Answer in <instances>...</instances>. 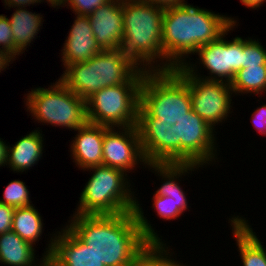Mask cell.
Masks as SVG:
<instances>
[{
  "instance_id": "obj_2",
  "label": "cell",
  "mask_w": 266,
  "mask_h": 266,
  "mask_svg": "<svg viewBox=\"0 0 266 266\" xmlns=\"http://www.w3.org/2000/svg\"><path fill=\"white\" fill-rule=\"evenodd\" d=\"M141 205L136 197L135 209L131 212L114 215L71 214L65 225L105 266H130L148 242H166L155 232Z\"/></svg>"
},
{
  "instance_id": "obj_4",
  "label": "cell",
  "mask_w": 266,
  "mask_h": 266,
  "mask_svg": "<svg viewBox=\"0 0 266 266\" xmlns=\"http://www.w3.org/2000/svg\"><path fill=\"white\" fill-rule=\"evenodd\" d=\"M236 19L188 3L164 8L165 76L183 66L201 46L219 39L234 24H239Z\"/></svg>"
},
{
  "instance_id": "obj_18",
  "label": "cell",
  "mask_w": 266,
  "mask_h": 266,
  "mask_svg": "<svg viewBox=\"0 0 266 266\" xmlns=\"http://www.w3.org/2000/svg\"><path fill=\"white\" fill-rule=\"evenodd\" d=\"M36 247L24 241L14 231L0 234V263L5 266H47V259L36 255Z\"/></svg>"
},
{
  "instance_id": "obj_29",
  "label": "cell",
  "mask_w": 266,
  "mask_h": 266,
  "mask_svg": "<svg viewBox=\"0 0 266 266\" xmlns=\"http://www.w3.org/2000/svg\"><path fill=\"white\" fill-rule=\"evenodd\" d=\"M5 5V9L15 8V7H30L32 5H37L38 3L44 2L45 0H2ZM7 6V8H6ZM10 7V8H9Z\"/></svg>"
},
{
  "instance_id": "obj_24",
  "label": "cell",
  "mask_w": 266,
  "mask_h": 266,
  "mask_svg": "<svg viewBox=\"0 0 266 266\" xmlns=\"http://www.w3.org/2000/svg\"><path fill=\"white\" fill-rule=\"evenodd\" d=\"M249 66H266V47L258 38L242 37V69Z\"/></svg>"
},
{
  "instance_id": "obj_33",
  "label": "cell",
  "mask_w": 266,
  "mask_h": 266,
  "mask_svg": "<svg viewBox=\"0 0 266 266\" xmlns=\"http://www.w3.org/2000/svg\"><path fill=\"white\" fill-rule=\"evenodd\" d=\"M240 2L248 9L257 10L265 4L266 0H240Z\"/></svg>"
},
{
  "instance_id": "obj_6",
  "label": "cell",
  "mask_w": 266,
  "mask_h": 266,
  "mask_svg": "<svg viewBox=\"0 0 266 266\" xmlns=\"http://www.w3.org/2000/svg\"><path fill=\"white\" fill-rule=\"evenodd\" d=\"M124 33L120 50L159 82L165 77L162 48L164 7L122 0Z\"/></svg>"
},
{
  "instance_id": "obj_15",
  "label": "cell",
  "mask_w": 266,
  "mask_h": 266,
  "mask_svg": "<svg viewBox=\"0 0 266 266\" xmlns=\"http://www.w3.org/2000/svg\"><path fill=\"white\" fill-rule=\"evenodd\" d=\"M70 143V157L79 170L103 165L104 126L86 122L75 131Z\"/></svg>"
},
{
  "instance_id": "obj_16",
  "label": "cell",
  "mask_w": 266,
  "mask_h": 266,
  "mask_svg": "<svg viewBox=\"0 0 266 266\" xmlns=\"http://www.w3.org/2000/svg\"><path fill=\"white\" fill-rule=\"evenodd\" d=\"M230 217L228 223L238 246L242 266H266V248L251 228L252 225L242 215Z\"/></svg>"
},
{
  "instance_id": "obj_13",
  "label": "cell",
  "mask_w": 266,
  "mask_h": 266,
  "mask_svg": "<svg viewBox=\"0 0 266 266\" xmlns=\"http://www.w3.org/2000/svg\"><path fill=\"white\" fill-rule=\"evenodd\" d=\"M96 43L101 50H119L124 33L122 0H110L89 15Z\"/></svg>"
},
{
  "instance_id": "obj_26",
  "label": "cell",
  "mask_w": 266,
  "mask_h": 266,
  "mask_svg": "<svg viewBox=\"0 0 266 266\" xmlns=\"http://www.w3.org/2000/svg\"><path fill=\"white\" fill-rule=\"evenodd\" d=\"M7 15L0 14V49L6 51L14 58V39Z\"/></svg>"
},
{
  "instance_id": "obj_21",
  "label": "cell",
  "mask_w": 266,
  "mask_h": 266,
  "mask_svg": "<svg viewBox=\"0 0 266 266\" xmlns=\"http://www.w3.org/2000/svg\"><path fill=\"white\" fill-rule=\"evenodd\" d=\"M168 242H148L130 266H189L178 261ZM176 254V255H175ZM175 258V259H174Z\"/></svg>"
},
{
  "instance_id": "obj_8",
  "label": "cell",
  "mask_w": 266,
  "mask_h": 266,
  "mask_svg": "<svg viewBox=\"0 0 266 266\" xmlns=\"http://www.w3.org/2000/svg\"><path fill=\"white\" fill-rule=\"evenodd\" d=\"M141 68L119 50H101L82 63L67 65L60 78L85 101L102 88L128 82Z\"/></svg>"
},
{
  "instance_id": "obj_9",
  "label": "cell",
  "mask_w": 266,
  "mask_h": 266,
  "mask_svg": "<svg viewBox=\"0 0 266 266\" xmlns=\"http://www.w3.org/2000/svg\"><path fill=\"white\" fill-rule=\"evenodd\" d=\"M162 148V126H104L103 165L127 175L146 167Z\"/></svg>"
},
{
  "instance_id": "obj_3",
  "label": "cell",
  "mask_w": 266,
  "mask_h": 266,
  "mask_svg": "<svg viewBox=\"0 0 266 266\" xmlns=\"http://www.w3.org/2000/svg\"><path fill=\"white\" fill-rule=\"evenodd\" d=\"M160 82L140 69L128 82L100 89L86 100L87 122L106 127L162 126Z\"/></svg>"
},
{
  "instance_id": "obj_11",
  "label": "cell",
  "mask_w": 266,
  "mask_h": 266,
  "mask_svg": "<svg viewBox=\"0 0 266 266\" xmlns=\"http://www.w3.org/2000/svg\"><path fill=\"white\" fill-rule=\"evenodd\" d=\"M239 25L240 24H234L219 39L201 46L193 54L198 55V61L196 60L194 64L191 62L192 59L190 58L182 67L191 76H196L205 80L231 83L236 73L242 69V36H236L229 41L226 36L229 33L231 34V30L232 32L234 29L236 30V27ZM202 67L207 70L208 76L203 75L204 72L202 74L199 73Z\"/></svg>"
},
{
  "instance_id": "obj_1",
  "label": "cell",
  "mask_w": 266,
  "mask_h": 266,
  "mask_svg": "<svg viewBox=\"0 0 266 266\" xmlns=\"http://www.w3.org/2000/svg\"><path fill=\"white\" fill-rule=\"evenodd\" d=\"M234 96L231 83L201 79L182 66L175 68L160 81L163 147L220 152L216 130L230 120Z\"/></svg>"
},
{
  "instance_id": "obj_28",
  "label": "cell",
  "mask_w": 266,
  "mask_h": 266,
  "mask_svg": "<svg viewBox=\"0 0 266 266\" xmlns=\"http://www.w3.org/2000/svg\"><path fill=\"white\" fill-rule=\"evenodd\" d=\"M14 207L0 203V234L12 230Z\"/></svg>"
},
{
  "instance_id": "obj_19",
  "label": "cell",
  "mask_w": 266,
  "mask_h": 266,
  "mask_svg": "<svg viewBox=\"0 0 266 266\" xmlns=\"http://www.w3.org/2000/svg\"><path fill=\"white\" fill-rule=\"evenodd\" d=\"M27 7H15L9 19L12 36L14 39V59L25 53V50L32 44L42 29L44 16L31 12Z\"/></svg>"
},
{
  "instance_id": "obj_20",
  "label": "cell",
  "mask_w": 266,
  "mask_h": 266,
  "mask_svg": "<svg viewBox=\"0 0 266 266\" xmlns=\"http://www.w3.org/2000/svg\"><path fill=\"white\" fill-rule=\"evenodd\" d=\"M42 218L34 205L15 208L12 231L35 247L36 243L42 240L45 226Z\"/></svg>"
},
{
  "instance_id": "obj_31",
  "label": "cell",
  "mask_w": 266,
  "mask_h": 266,
  "mask_svg": "<svg viewBox=\"0 0 266 266\" xmlns=\"http://www.w3.org/2000/svg\"><path fill=\"white\" fill-rule=\"evenodd\" d=\"M14 61L15 59L10 54L0 49V73H2L1 71H5L10 66L9 64H12Z\"/></svg>"
},
{
  "instance_id": "obj_27",
  "label": "cell",
  "mask_w": 266,
  "mask_h": 266,
  "mask_svg": "<svg viewBox=\"0 0 266 266\" xmlns=\"http://www.w3.org/2000/svg\"><path fill=\"white\" fill-rule=\"evenodd\" d=\"M251 123L255 131L266 137V104H262L251 113Z\"/></svg>"
},
{
  "instance_id": "obj_25",
  "label": "cell",
  "mask_w": 266,
  "mask_h": 266,
  "mask_svg": "<svg viewBox=\"0 0 266 266\" xmlns=\"http://www.w3.org/2000/svg\"><path fill=\"white\" fill-rule=\"evenodd\" d=\"M108 1L110 0H61L55 8L59 9L67 6L66 8L71 9L74 14L89 16L94 10Z\"/></svg>"
},
{
  "instance_id": "obj_34",
  "label": "cell",
  "mask_w": 266,
  "mask_h": 266,
  "mask_svg": "<svg viewBox=\"0 0 266 266\" xmlns=\"http://www.w3.org/2000/svg\"><path fill=\"white\" fill-rule=\"evenodd\" d=\"M61 0H45L44 3H47L50 7L55 8Z\"/></svg>"
},
{
  "instance_id": "obj_32",
  "label": "cell",
  "mask_w": 266,
  "mask_h": 266,
  "mask_svg": "<svg viewBox=\"0 0 266 266\" xmlns=\"http://www.w3.org/2000/svg\"><path fill=\"white\" fill-rule=\"evenodd\" d=\"M8 144L9 142L6 143V141L0 137V167L6 166Z\"/></svg>"
},
{
  "instance_id": "obj_14",
  "label": "cell",
  "mask_w": 266,
  "mask_h": 266,
  "mask_svg": "<svg viewBox=\"0 0 266 266\" xmlns=\"http://www.w3.org/2000/svg\"><path fill=\"white\" fill-rule=\"evenodd\" d=\"M74 18L60 50L63 68L90 60L101 51L93 35L89 16L75 14Z\"/></svg>"
},
{
  "instance_id": "obj_17",
  "label": "cell",
  "mask_w": 266,
  "mask_h": 266,
  "mask_svg": "<svg viewBox=\"0 0 266 266\" xmlns=\"http://www.w3.org/2000/svg\"><path fill=\"white\" fill-rule=\"evenodd\" d=\"M42 132V129L36 128L22 136L14 145H8L6 167L13 173H26L43 158L45 139Z\"/></svg>"
},
{
  "instance_id": "obj_10",
  "label": "cell",
  "mask_w": 266,
  "mask_h": 266,
  "mask_svg": "<svg viewBox=\"0 0 266 266\" xmlns=\"http://www.w3.org/2000/svg\"><path fill=\"white\" fill-rule=\"evenodd\" d=\"M48 86L32 88L24 94L25 109L34 122L70 131L84 125L87 122L86 101L59 79Z\"/></svg>"
},
{
  "instance_id": "obj_7",
  "label": "cell",
  "mask_w": 266,
  "mask_h": 266,
  "mask_svg": "<svg viewBox=\"0 0 266 266\" xmlns=\"http://www.w3.org/2000/svg\"><path fill=\"white\" fill-rule=\"evenodd\" d=\"M83 171H92V175L81 191L73 214L114 215L134 211L135 186L126 173L106 165L93 166Z\"/></svg>"
},
{
  "instance_id": "obj_5",
  "label": "cell",
  "mask_w": 266,
  "mask_h": 266,
  "mask_svg": "<svg viewBox=\"0 0 266 266\" xmlns=\"http://www.w3.org/2000/svg\"><path fill=\"white\" fill-rule=\"evenodd\" d=\"M219 152L205 150H162L146 165L149 171L161 178L160 187L154 191L152 209L164 221L180 219L191 206L188 204L187 193L182 189V177L192 175L209 165L219 162ZM214 162V163H213ZM213 163V164H212ZM204 166V167H203ZM181 179V180H180Z\"/></svg>"
},
{
  "instance_id": "obj_30",
  "label": "cell",
  "mask_w": 266,
  "mask_h": 266,
  "mask_svg": "<svg viewBox=\"0 0 266 266\" xmlns=\"http://www.w3.org/2000/svg\"><path fill=\"white\" fill-rule=\"evenodd\" d=\"M149 4L158 5L161 7H171L188 3L187 0H142Z\"/></svg>"
},
{
  "instance_id": "obj_22",
  "label": "cell",
  "mask_w": 266,
  "mask_h": 266,
  "mask_svg": "<svg viewBox=\"0 0 266 266\" xmlns=\"http://www.w3.org/2000/svg\"><path fill=\"white\" fill-rule=\"evenodd\" d=\"M231 88L235 97L245 94L260 97L266 93V66H249L240 69L231 82Z\"/></svg>"
},
{
  "instance_id": "obj_23",
  "label": "cell",
  "mask_w": 266,
  "mask_h": 266,
  "mask_svg": "<svg viewBox=\"0 0 266 266\" xmlns=\"http://www.w3.org/2000/svg\"><path fill=\"white\" fill-rule=\"evenodd\" d=\"M25 182L20 179L12 180L5 186L3 197L0 203L12 206L14 208L28 207L34 205L31 201L30 191Z\"/></svg>"
},
{
  "instance_id": "obj_12",
  "label": "cell",
  "mask_w": 266,
  "mask_h": 266,
  "mask_svg": "<svg viewBox=\"0 0 266 266\" xmlns=\"http://www.w3.org/2000/svg\"><path fill=\"white\" fill-rule=\"evenodd\" d=\"M52 232L42 255L47 266H105L65 224Z\"/></svg>"
}]
</instances>
